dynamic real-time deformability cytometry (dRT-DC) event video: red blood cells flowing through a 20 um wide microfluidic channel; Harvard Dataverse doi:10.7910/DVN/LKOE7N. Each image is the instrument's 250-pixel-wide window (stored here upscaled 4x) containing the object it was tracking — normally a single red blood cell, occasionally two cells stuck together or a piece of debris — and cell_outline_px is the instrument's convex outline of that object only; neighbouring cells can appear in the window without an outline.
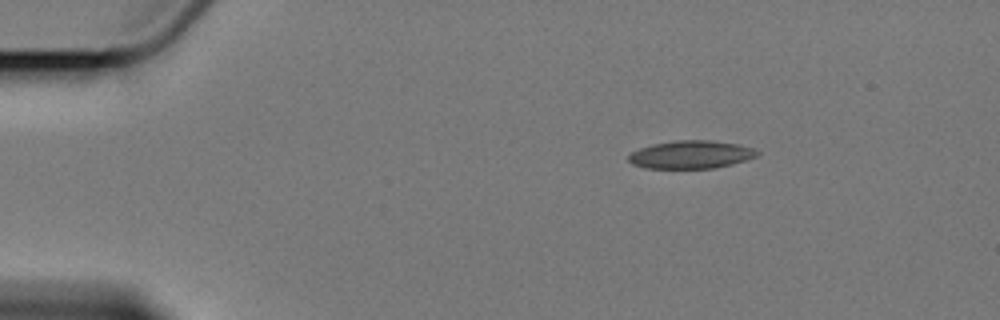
{"species": "Egyptian fruit bat (a non-hibernating species)", "species_latin": "Rousettus aegyptiacus", "temperature_condition": "cold", "stored_images_in_passage": 9, "camera_frame_rate_fps": 3000, "um_per_image_px": 0.085, "animal": {"sex": "female"}, "frame": {"image": 1, "passage_image": 1, "time_ms": 0.0, "image_size_px": [1000, 320], "cell_outline_px": [[760, 152], [756, 156], [732, 164], [716, 168], [644, 168], [632, 164], [628, 160], [628, 156], [632, 152], [640, 148], [652, 144], [676, 140], [712, 140], [736, 144], [752, 148]], "centroid_in_image_um": [58.7, 13.14], "position_along_channel_um": 26.3, "area_um2": 20.87}}
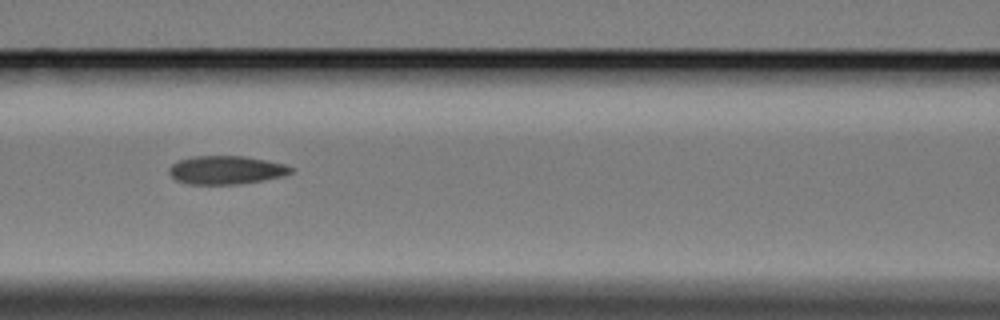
{"frame": {"image": 2, "passage_image": 6, "time_ms": 5.667, "image_size_px": [1000, 320], "cell_outline_px": [[292, 172], [284, 176], [240, 184], [188, 184], [176, 180], [168, 172], [168, 168], [176, 160], [192, 156], [244, 156], [284, 164], [292, 168]], "centroid_in_image_um": [19.17, 14.45], "position_along_channel_um": 147.4, "area_um2": 20.17}}
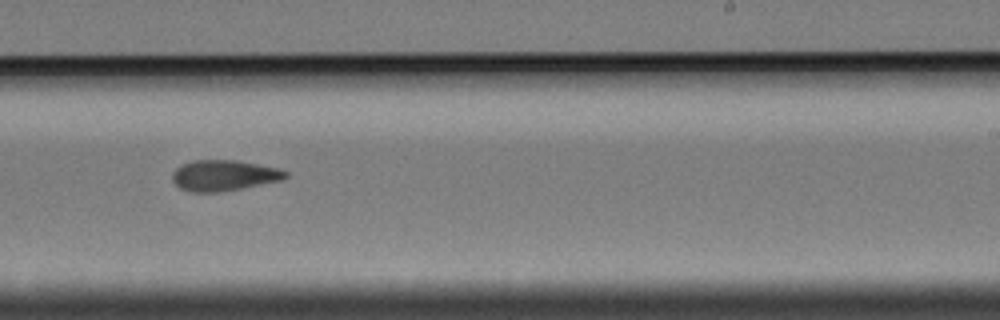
{"frame": {"image": 3, "passage_image": 9, "time_ms": 9.333, "image_size_px": [1000, 320], "cell_outline_px": [[288, 176], [280, 180], [220, 192], [192, 192], [180, 188], [172, 180], [172, 172], [180, 164], [192, 160], [240, 160], [276, 168], [288, 172]], "centroid_in_image_um": [18.98, 14.9], "position_along_channel_um": 270.0, "area_um2": 20.23}}